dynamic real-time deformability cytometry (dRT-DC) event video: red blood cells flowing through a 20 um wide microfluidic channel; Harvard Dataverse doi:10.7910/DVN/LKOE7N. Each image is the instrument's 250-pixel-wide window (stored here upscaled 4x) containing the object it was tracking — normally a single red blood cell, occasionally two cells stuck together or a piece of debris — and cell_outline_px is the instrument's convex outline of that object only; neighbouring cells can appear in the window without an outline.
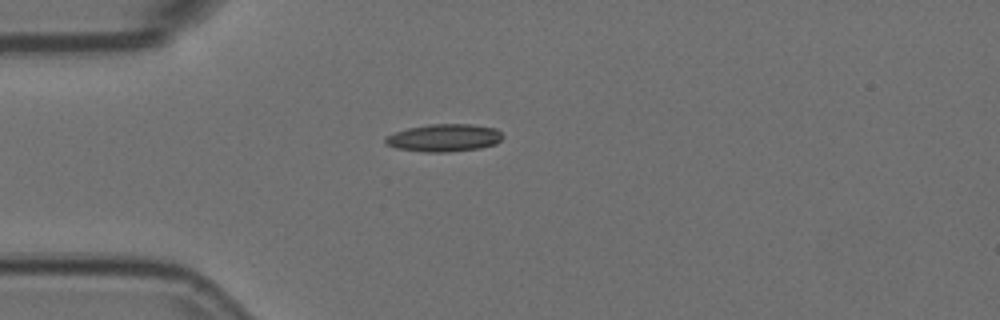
{"species": "Egyptian fruit bat (a non-hibernating species)", "species_latin": "Rousettus aegyptiacus", "temperature_condition": "room temperature", "stored_images_in_passage": 5, "camera_frame_rate_fps": 3000, "um_per_image_px": 0.085, "animal": {"sex": "female"}, "frame": {"image": 1, "passage_image": 4, "time_ms": 1.0, "image_size_px": [1000, 320], "cell_outline_px": [[504, 136], [496, 144], [480, 148], [448, 152], [424, 152], [396, 148], [384, 144], [384, 136], [408, 128], [428, 124], [472, 124], [496, 128]], "centroid_in_image_um": [37.73, 11.71], "position_along_channel_um": 47.3, "area_um2": 19.02}}